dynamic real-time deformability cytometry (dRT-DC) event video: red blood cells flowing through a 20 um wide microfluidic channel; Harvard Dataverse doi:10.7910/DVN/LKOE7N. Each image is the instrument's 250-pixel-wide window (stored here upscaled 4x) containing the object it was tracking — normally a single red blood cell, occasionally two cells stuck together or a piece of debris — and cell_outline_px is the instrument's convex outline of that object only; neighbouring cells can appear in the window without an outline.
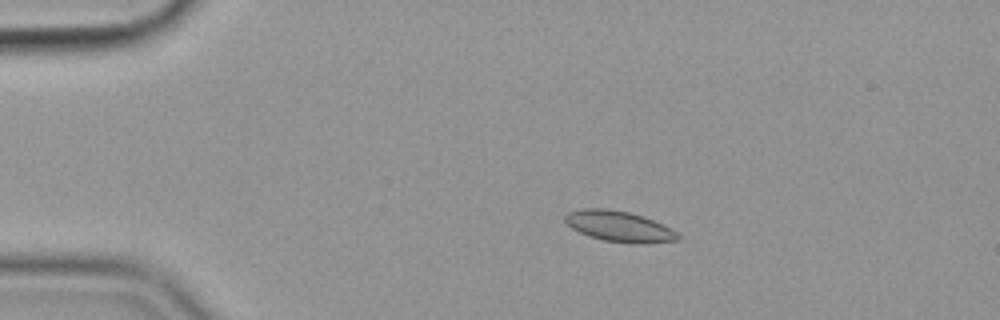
{"species": "common noctule bat (a hibernating species)", "species_latin": "Nyctalus noctula", "temperature_condition": "cold", "stored_images_in_passage": 57, "camera_frame_rate_fps": 3000, "um_per_image_px": 0.085, "animal": {"sex": "female", "body_mass_g": 19.9}, "frame": {"image": 1, "passage_image": 11, "time_ms": 3.333, "image_size_px": [1000, 320], "cell_outline_px": [[680, 240], [644, 244], [640, 244], [604, 240], [588, 236], [572, 228], [564, 220], [564, 216], [568, 212], [584, 208], [604, 208], [628, 212], [644, 216], [676, 232], [680, 236]], "centroid_in_image_um": [52.61, 19.24], "position_along_channel_um": 32.4, "area_um2": 20.0}}
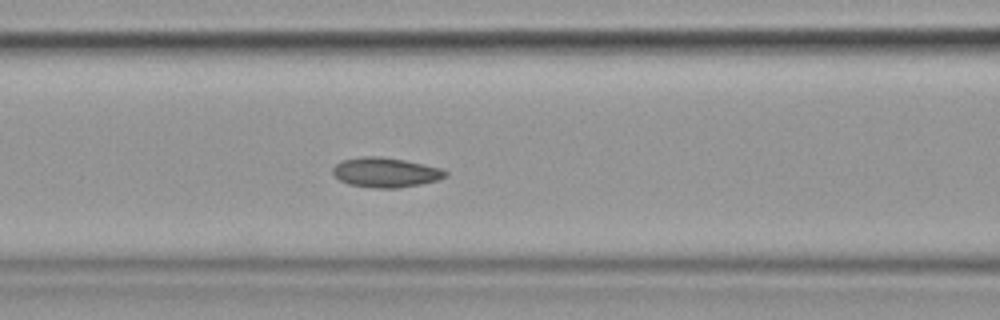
{"frame": {"image": 2, "passage_image": 24, "time_ms": 7.667, "image_size_px": [1000, 320], "cell_outline_px": [[448, 176], [436, 180], [420, 184], [396, 188], [372, 188], [348, 184], [340, 180], [332, 172], [332, 168], [340, 160], [364, 156], [380, 156], [404, 160], [440, 168], [448, 172]], "centroid_in_image_um": [32.74, 14.65], "position_along_channel_um": 133.9, "area_um2": 19.48}}
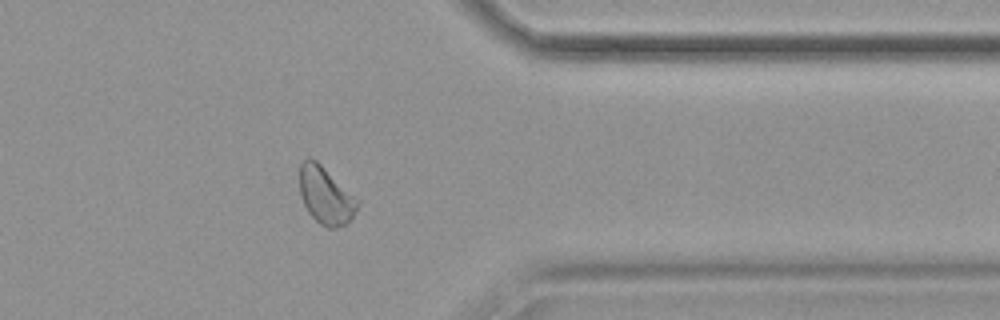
{"frame": {"image": 3, "passage_image": 46, "time_ms": 15.0, "image_size_px": [1000, 320], "cell_outline_px": [[360, 204], [352, 216], [344, 224], [332, 228], [328, 228], [320, 224], [308, 212], [300, 196], [300, 164], [308, 156], [316, 160], [360, 200]], "centroid_in_image_um": [27.67, 16.6], "position_along_channel_um": 383.7, "area_um2": 19.19}, "authors_computed_cell_mechanics": {"area_um2": 19.4786, "velocity_mm_per_s": 3.5346, "shape_relaxation_time_tau1_ms": null, "shape_relaxation_time_tau2_ms": 2.1061, "deformation_change_tau1": null, "deformation_change_tau2": 0.0672}}